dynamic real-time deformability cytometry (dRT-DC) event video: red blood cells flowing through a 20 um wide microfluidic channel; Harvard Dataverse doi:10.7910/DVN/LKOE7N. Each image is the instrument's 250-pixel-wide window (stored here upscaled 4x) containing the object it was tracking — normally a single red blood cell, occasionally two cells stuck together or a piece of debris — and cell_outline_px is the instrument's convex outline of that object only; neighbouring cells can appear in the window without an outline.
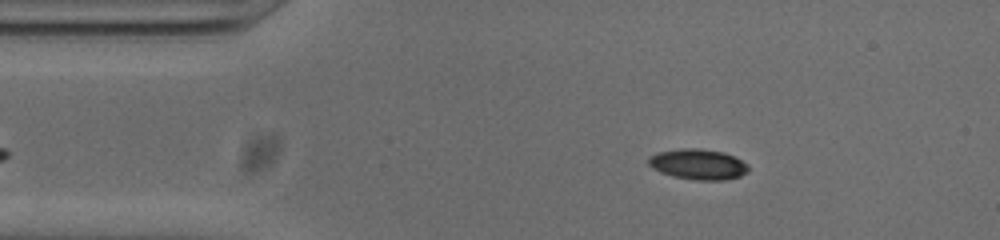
{"species": "common noctule bat (a hibernating species)", "species_latin": "Nyctalus noctula", "temperature_condition": "cold", "stored_images_in_passage": 43, "camera_frame_rate_fps": 3000, "um_per_image_px": 0.085, "animal": {"sex": "male", "body_mass_g": 20.0, "forearm_length_mm": 53.3}, "frame": {"image": 1, "passage_image": 7, "time_ms": 2.0, "image_size_px": [1000, 240], "cell_outline_px": [[748, 172], [740, 176], [724, 180], [696, 180], [672, 176], [660, 172], [652, 168], [648, 164], [648, 156], [656, 152], [680, 148], [700, 148], [724, 152], [748, 164]], "centroid_in_image_um": [59.3, 13.95], "position_along_channel_um": 25.7, "area_um2": 17.92}}
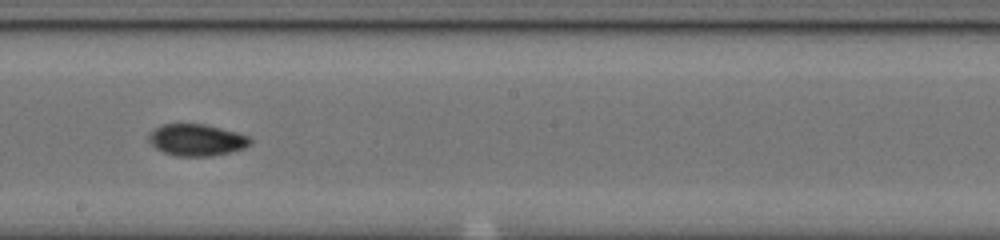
{"frame": {"image": 2, "passage_image": 27, "time_ms": 8.667, "image_size_px": [1000, 240], "cell_outline_px": [[252, 144], [244, 148], [232, 152], [212, 156], [176, 156], [164, 152], [156, 148], [148, 140], [148, 136], [160, 124], [204, 124], [236, 132], [248, 136], [252, 140]], "centroid_in_image_um": [16.74, 11.9], "position_along_channel_um": 231.5, "area_um2": 18.73}}
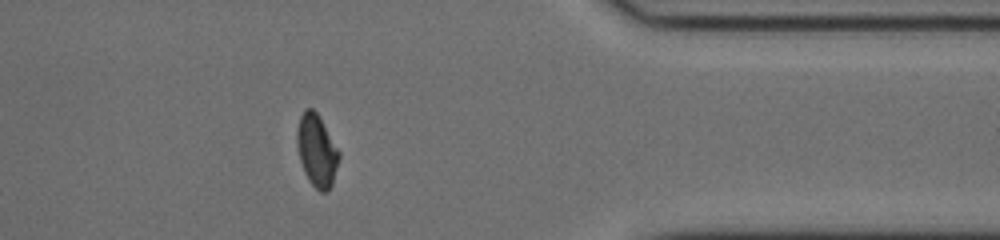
{"frame": {"image": 3, "passage_image": 41, "time_ms": 13.333, "image_size_px": [1000, 240], "cell_outline_px": [[340, 156], [332, 184], [328, 192], [320, 192], [308, 180], [304, 172], [300, 160], [296, 144], [296, 132], [300, 116], [304, 108], [312, 108], [316, 112], [340, 152]], "centroid_in_image_um": [26.91, 12.8], "position_along_channel_um": 384.5, "area_um2": 17.63}, "authors_computed_cell_mechanics": {"area_um2": 18.0336, "velocity_mm_per_s": 3.7928, "shape_relaxation_time_tau1_ms": 5.2468, "shape_relaxation_time_tau2_ms": 4.9254, "deformation_change_tau1": 0.1879, "deformation_change_tau2": 0.0719}}